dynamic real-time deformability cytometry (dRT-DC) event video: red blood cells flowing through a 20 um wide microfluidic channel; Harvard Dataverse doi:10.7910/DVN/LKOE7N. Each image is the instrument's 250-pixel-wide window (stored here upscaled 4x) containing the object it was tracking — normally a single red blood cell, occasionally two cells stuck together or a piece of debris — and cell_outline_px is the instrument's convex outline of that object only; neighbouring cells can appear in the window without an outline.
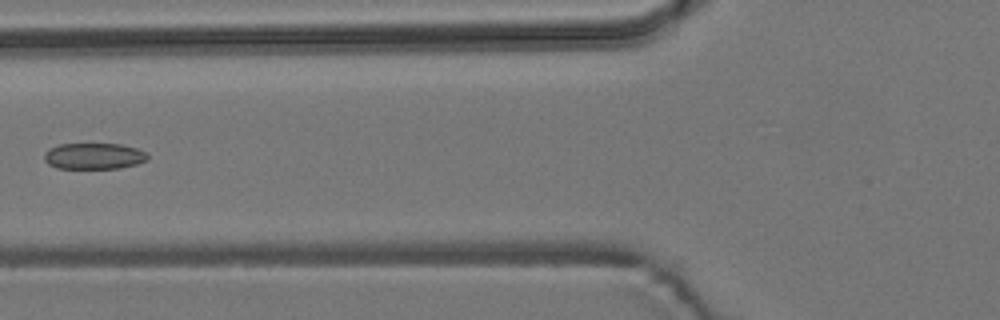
{"species": "common noctule bat (a hibernating species)", "species_latin": "Nyctalus noctula", "temperature_condition": "room temperature", "stored_images_in_passage": 2, "camera_frame_rate_fps": 3000, "um_per_image_px": 0.085, "animal": {"sex": "male", "body_mass_g": 19.2, "forearm_length_mm": 51.8}, "frame": {"image": 1, "passage_image": 2, "time_ms": 1.0, "image_size_px": [1000, 320], "cell_outline_px": [[148, 160], [136, 164], [120, 168], [56, 168], [48, 164], [44, 160], [44, 152], [48, 148], [60, 144], [120, 144], [136, 148], [144, 152], [148, 156]], "centroid_in_image_um": [7.94, 13.27], "position_along_channel_um": 117.9, "area_um2": 15.78}}